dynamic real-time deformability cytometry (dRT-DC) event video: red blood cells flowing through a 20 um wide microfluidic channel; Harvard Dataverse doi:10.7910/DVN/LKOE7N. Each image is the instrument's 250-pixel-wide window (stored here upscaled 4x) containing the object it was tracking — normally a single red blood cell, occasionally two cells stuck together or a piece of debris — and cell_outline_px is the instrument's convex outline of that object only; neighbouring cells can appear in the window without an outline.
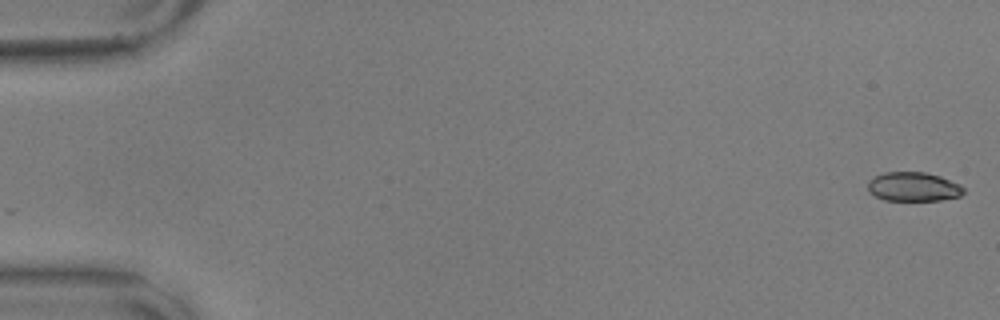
{"species": "common noctule bat (a hibernating species)", "species_latin": "Nyctalus noctula", "temperature_condition": "warm", "stored_images_in_passage": 29, "camera_frame_rate_fps": 3000, "um_per_image_px": 0.085, "animal": {"sex": "male", "body_mass_g": 17.9, "forearm_length_mm": 54.2}, "frame": {"image": 1, "passage_image": 1, "time_ms": 0.0, "image_size_px": [1000, 320], "cell_outline_px": [[964, 192], [960, 196], [940, 200], [884, 200], [868, 192], [868, 180], [872, 176], [884, 172], [924, 172], [940, 176], [960, 184], [964, 188]], "centroid_in_image_um": [77.61, 15.86], "position_along_channel_um": 7.4, "area_um2": 16.36}}
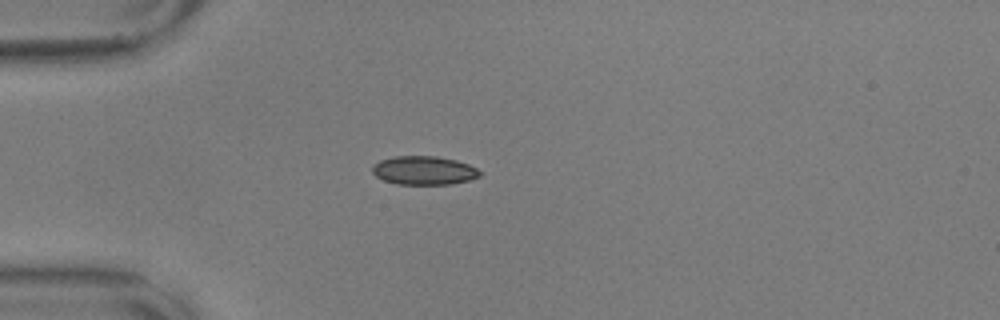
{"frame": {"image": 2, "passage_image": 16, "time_ms": 5.0, "image_size_px": [1000, 320], "cell_outline_px": [[484, 172], [480, 176], [468, 180], [452, 184], [396, 184], [384, 180], [376, 176], [372, 172], [372, 164], [380, 160], [392, 156], [436, 156], [456, 160], [468, 164]], "centroid_in_image_um": [36.03, 14.48], "position_along_channel_um": 49.0, "area_um2": 18.09}}